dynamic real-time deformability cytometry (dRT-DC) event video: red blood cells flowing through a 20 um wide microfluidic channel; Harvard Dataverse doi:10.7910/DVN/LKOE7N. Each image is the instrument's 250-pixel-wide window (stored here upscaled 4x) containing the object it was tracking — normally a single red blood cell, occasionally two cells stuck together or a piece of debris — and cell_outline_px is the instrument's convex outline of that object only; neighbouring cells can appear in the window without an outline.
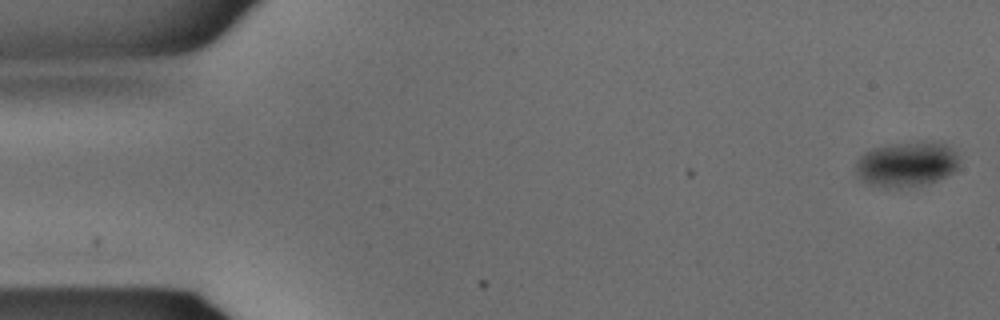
{"species": "common noctule bat (a hibernating species)", "species_latin": "Nyctalus noctula", "temperature_condition": "warm", "stored_images_in_passage": 36, "camera_frame_rate_fps": 3000, "um_per_image_px": 0.085, "animal": {"sex": "male", "body_mass_g": 15.6}, "frame": {"image": 1, "passage_image": 1, "time_ms": 0.0, "image_size_px": [1000, 320], "cell_outline_px": [[956, 168], [952, 172], [936, 180], [924, 184], [896, 188], [884, 188], [860, 180], [856, 176], [856, 160], [864, 152], [872, 148], [892, 144], [944, 144], [956, 152]], "centroid_in_image_um": [76.95, 14.0], "position_along_channel_um": 8.0, "area_um2": 26.3}}
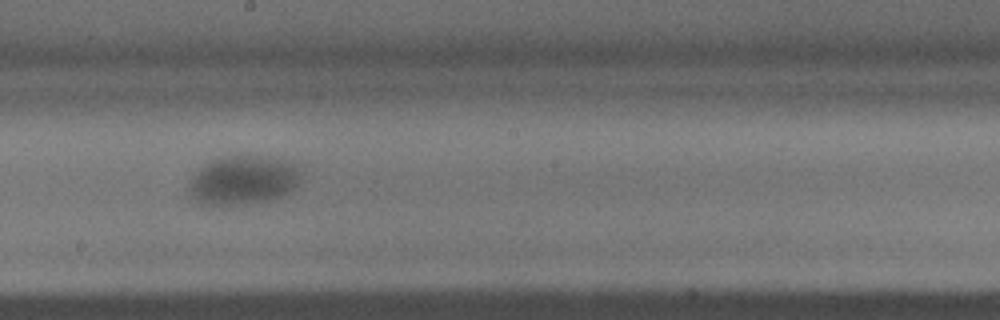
{"frame": {"image": 2, "passage_image": 20, "time_ms": 6.333, "image_size_px": [1000, 320], "cell_outline_px": [[300, 180], [296, 188], [292, 192], [284, 196], [260, 204], [228, 208], [200, 208], [188, 200], [188, 180], [208, 160], [240, 152], [272, 156], [300, 160]], "centroid_in_image_um": [20.65, 15.35], "position_along_channel_um": 227.6, "area_um2": 35.89}}
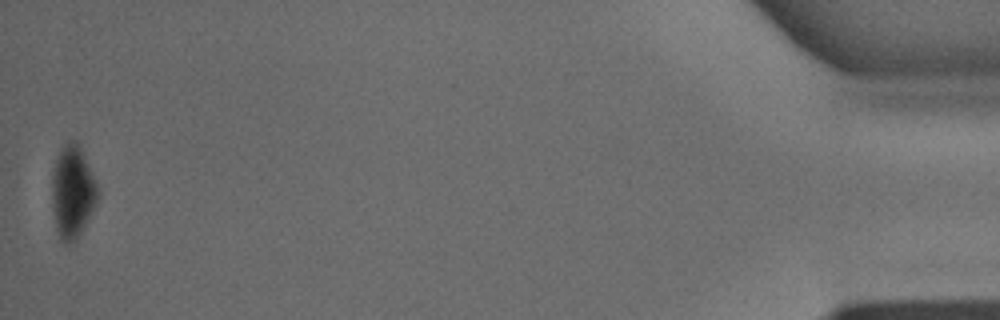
{"frame": {"image": 3, "passage_image": 36, "time_ms": 11.667, "image_size_px": [1000, 320], "cell_outline_px": [[100, 192], [96, 204], [88, 220], [80, 232], [68, 244], [64, 244], [60, 240], [56, 228], [52, 208], [52, 172], [60, 148], [68, 140], [76, 140], [80, 144]], "centroid_in_image_um": [6.16, 16.26], "position_along_channel_um": 429.0, "area_um2": 24.74}}